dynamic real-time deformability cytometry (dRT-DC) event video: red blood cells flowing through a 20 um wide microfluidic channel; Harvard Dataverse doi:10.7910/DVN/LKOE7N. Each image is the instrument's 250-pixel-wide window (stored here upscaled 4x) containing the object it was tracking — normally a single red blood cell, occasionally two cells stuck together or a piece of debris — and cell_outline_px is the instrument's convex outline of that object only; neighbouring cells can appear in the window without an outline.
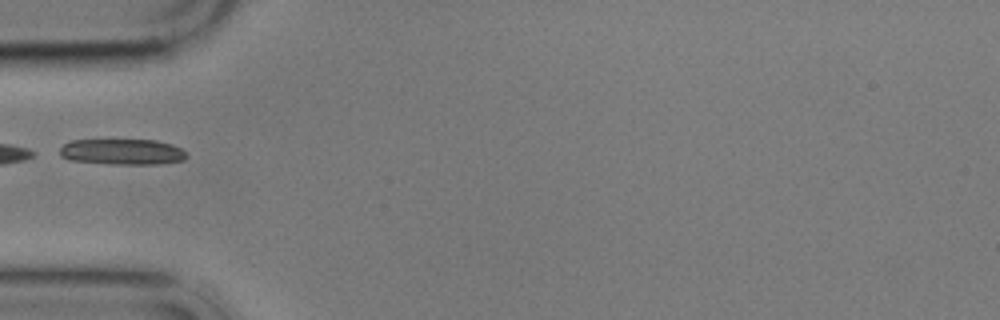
{"species": "common noctule bat (a hibernating species)", "species_latin": "Nyctalus noctula", "temperature_condition": "cold", "stored_images_in_passage": 5, "camera_frame_rate_fps": 3000, "um_per_image_px": 0.085, "animal": {"sex": "male", "body_mass_g": 17.9}, "frame": {"image": 1, "passage_image": 2, "time_ms": 1.333, "image_size_px": [1000, 320], "cell_outline_px": [[188, 156], [184, 160], [160, 164], [108, 164], [68, 160], [60, 156], [60, 148], [64, 144], [72, 140], [156, 140], [172, 144], [180, 148]], "centroid_in_image_um": [10.38, 12.91], "position_along_channel_um": 74.6, "area_um2": 19.19}}
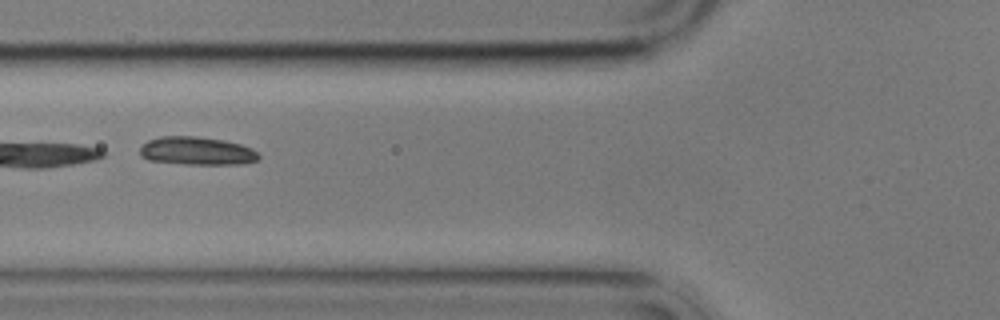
{"frame": {"image": 2, "passage_image": 3, "time_ms": 2.333, "image_size_px": [1000, 320], "cell_outline_px": [[260, 156], [256, 160], [244, 164], [184, 164], [148, 160], [140, 156], [140, 148], [148, 140], [160, 136], [196, 136], [224, 140], [240, 144], [252, 148]], "centroid_in_image_um": [16.72, 12.83], "position_along_channel_um": 109.1, "area_um2": 19.54}}
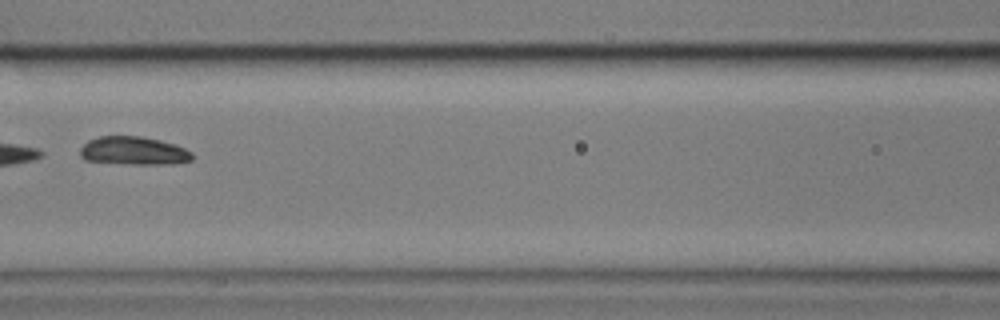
{"frame": {"image": 3, "passage_image": 4, "time_ms": 3.667, "image_size_px": [1000, 320], "cell_outline_px": [[192, 160], [176, 164], [124, 164], [84, 160], [80, 156], [80, 148], [88, 140], [100, 136], [140, 136], [160, 140], [176, 144], [192, 152]], "centroid_in_image_um": [11.36, 12.83], "position_along_channel_um": 155.2, "area_um2": 18.67}}